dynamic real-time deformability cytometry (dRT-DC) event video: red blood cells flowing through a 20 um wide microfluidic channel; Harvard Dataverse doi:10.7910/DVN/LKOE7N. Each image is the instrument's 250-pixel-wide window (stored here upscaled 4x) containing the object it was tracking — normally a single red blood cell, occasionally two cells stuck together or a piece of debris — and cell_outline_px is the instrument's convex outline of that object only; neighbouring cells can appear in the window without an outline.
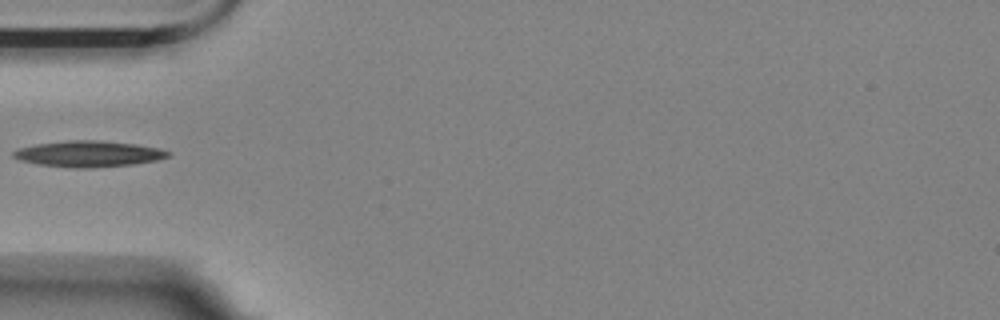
{"species": "Egyptian fruit bat (a non-hibernating species)", "species_latin": "Rousettus aegyptiacus", "temperature_condition": "room temperature", "stored_images_in_passage": 4, "camera_frame_rate_fps": 3000, "um_per_image_px": 0.085, "animal": {"sex": "female"}, "frame": {"image": 1, "passage_image": 4, "time_ms": 1.0, "image_size_px": [1000, 320], "cell_outline_px": [[172, 156], [156, 160], [132, 164], [92, 168], [72, 168], [36, 164], [20, 160], [12, 156], [12, 152], [20, 148], [36, 144], [68, 140], [96, 140], [132, 144], [160, 148], [172, 152]], "centroid_in_image_um": [7.53, 13.08], "position_along_channel_um": 77.5, "area_um2": 23.47}}